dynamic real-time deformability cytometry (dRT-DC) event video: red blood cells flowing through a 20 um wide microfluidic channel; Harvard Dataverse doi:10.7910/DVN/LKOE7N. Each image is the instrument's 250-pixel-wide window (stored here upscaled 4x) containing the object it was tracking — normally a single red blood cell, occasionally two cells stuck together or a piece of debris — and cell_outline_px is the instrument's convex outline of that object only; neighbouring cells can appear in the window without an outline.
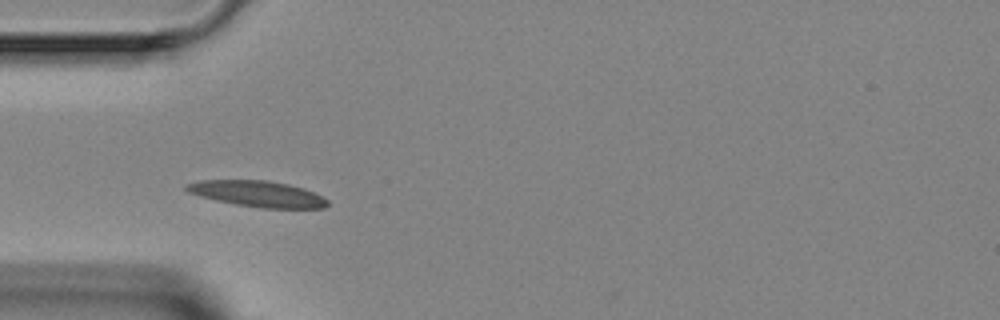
{"species": "Egyptian fruit bat (a non-hibernating species)", "species_latin": "Rousettus aegyptiacus", "temperature_condition": "room temperature", "stored_images_in_passage": 7, "camera_frame_rate_fps": 3000, "um_per_image_px": 0.085, "animal": {"sex": "female"}, "frame": {"image": 1, "passage_image": 4, "time_ms": 3.667, "image_size_px": [1000, 320], "cell_outline_px": [[328, 204], [324, 208], [260, 208], [236, 204], [216, 200], [200, 196], [188, 192], [184, 188], [184, 184], [196, 180], [268, 180], [288, 184], [304, 188], [328, 200]], "centroid_in_image_um": [21.85, 16.46], "position_along_channel_um": 63.2, "area_um2": 21.39}}
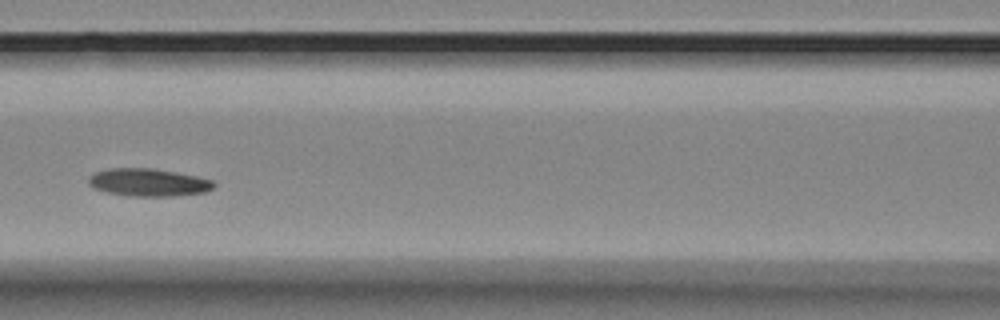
{"frame": {"image": 2, "passage_image": 6, "time_ms": 6.0, "image_size_px": [1000, 320], "cell_outline_px": [[216, 184], [212, 188], [204, 192], [172, 196], [132, 196], [108, 192], [92, 188], [88, 184], [88, 176], [96, 172], [108, 168], [152, 168], [196, 176], [212, 180]], "centroid_in_image_um": [12.57, 15.5], "position_along_channel_um": 154.0, "area_um2": 20.11}}
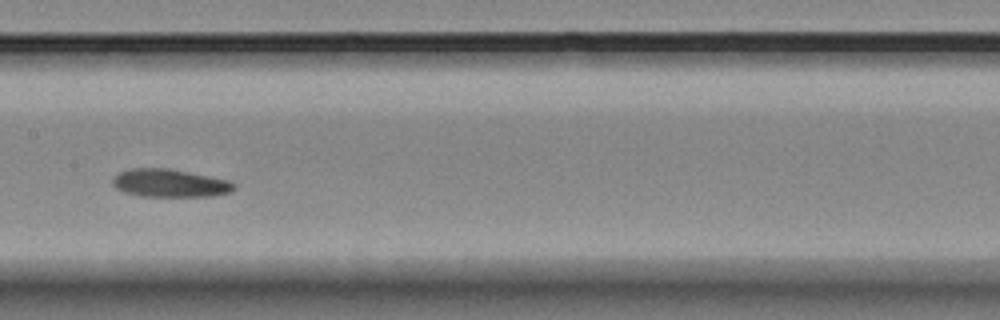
{"frame": {"image": 3, "passage_image": 7, "time_ms": 7.0, "image_size_px": [1000, 320], "cell_outline_px": [[236, 188], [232, 192], [212, 196], [140, 196], [124, 192], [116, 188], [112, 184], [112, 180], [120, 172], [132, 168], [168, 168], [228, 180], [236, 184]], "centroid_in_image_um": [14.45, 15.57], "position_along_channel_um": 192.9, "area_um2": 19.71}}